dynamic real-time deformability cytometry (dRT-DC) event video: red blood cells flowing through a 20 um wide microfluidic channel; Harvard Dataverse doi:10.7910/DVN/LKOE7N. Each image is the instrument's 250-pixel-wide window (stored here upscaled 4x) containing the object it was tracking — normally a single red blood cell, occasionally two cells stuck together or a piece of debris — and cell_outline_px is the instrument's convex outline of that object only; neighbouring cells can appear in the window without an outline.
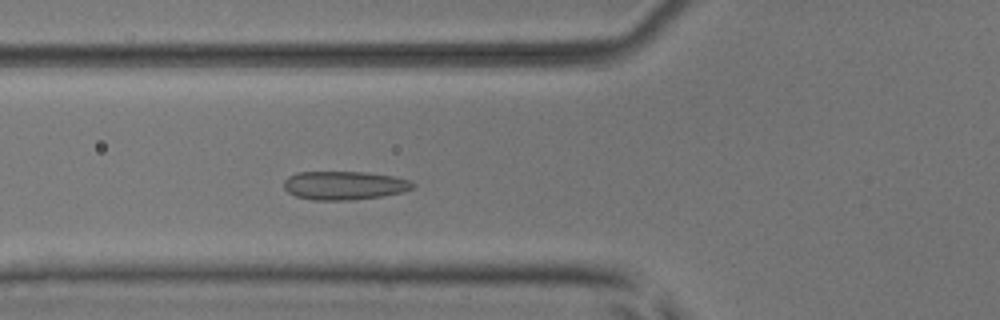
{"species": "common noctule bat (a hibernating species)", "species_latin": "Nyctalus noctula", "temperature_condition": "room temperature", "stored_images_in_passage": 43, "camera_frame_rate_fps": 3000, "um_per_image_px": 0.085, "animal": {"sex": "male", "body_mass_g": 17.9, "forearm_length_mm": 54.2}, "frame": {"image": 1, "passage_image": 11, "time_ms": 3.333, "image_size_px": [1000, 320], "cell_outline_px": [[416, 188], [404, 192], [380, 196], [348, 200], [312, 200], [296, 196], [288, 192], [284, 188], [284, 180], [288, 176], [296, 172], [364, 172], [392, 176], [408, 180], [416, 184]], "centroid_in_image_um": [29.26, 15.76], "position_along_channel_um": 96.5, "area_um2": 21.5}}
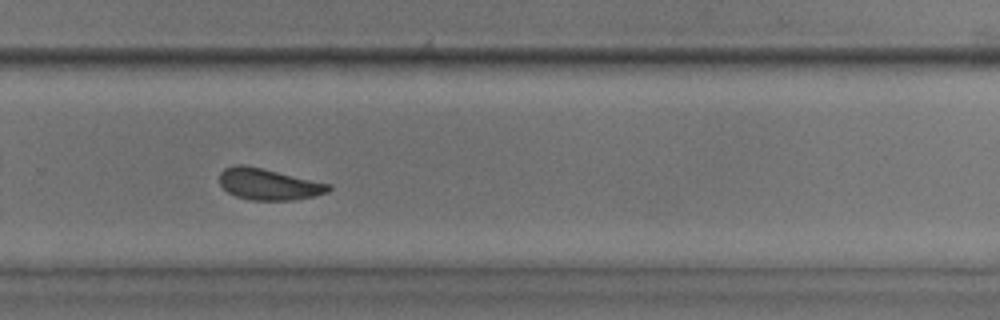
{"frame": {"image": 2, "passage_image": 27, "time_ms": 8.667, "image_size_px": [1000, 320], "cell_outline_px": [[332, 188], [328, 192], [312, 196], [292, 200], [252, 200], [236, 196], [228, 192], [220, 184], [220, 172], [224, 168], [236, 164], [244, 164], [332, 184]], "centroid_in_image_um": [22.83, 15.65], "position_along_channel_um": 307.0, "area_um2": 19.88}}
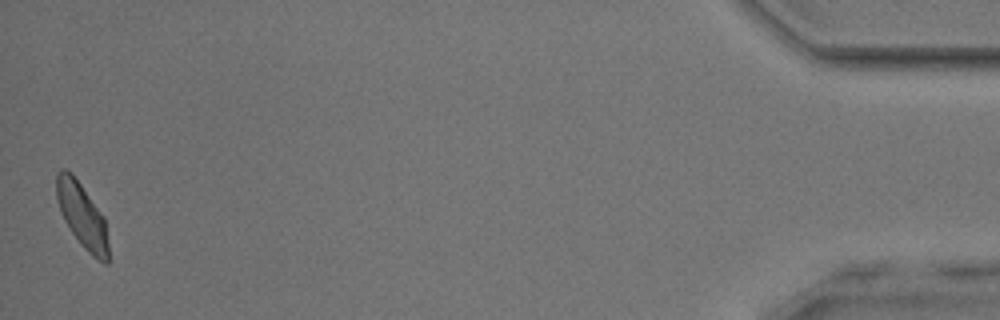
{"frame": {"image": 3, "passage_image": 43, "time_ms": 14.0, "image_size_px": [1000, 320], "cell_outline_px": [[108, 264], [104, 264], [92, 256], [80, 244], [64, 220], [60, 212], [56, 196], [56, 176], [64, 168], [72, 172], [104, 216], [108, 244]], "centroid_in_image_um": [6.98, 18.33], "position_along_channel_um": 428.2, "area_um2": 19.54}, "authors_computed_cell_mechanics": {"area_um2": 20.3456, "velocity_mm_per_s": 3.9573, "shape_relaxation_time_tau1_ms": 4.0077, "shape_relaxation_time_tau2_ms": 1.0515, "deformation_change_tau1": 0.0939, "deformation_change_tau2": 0.0511}}